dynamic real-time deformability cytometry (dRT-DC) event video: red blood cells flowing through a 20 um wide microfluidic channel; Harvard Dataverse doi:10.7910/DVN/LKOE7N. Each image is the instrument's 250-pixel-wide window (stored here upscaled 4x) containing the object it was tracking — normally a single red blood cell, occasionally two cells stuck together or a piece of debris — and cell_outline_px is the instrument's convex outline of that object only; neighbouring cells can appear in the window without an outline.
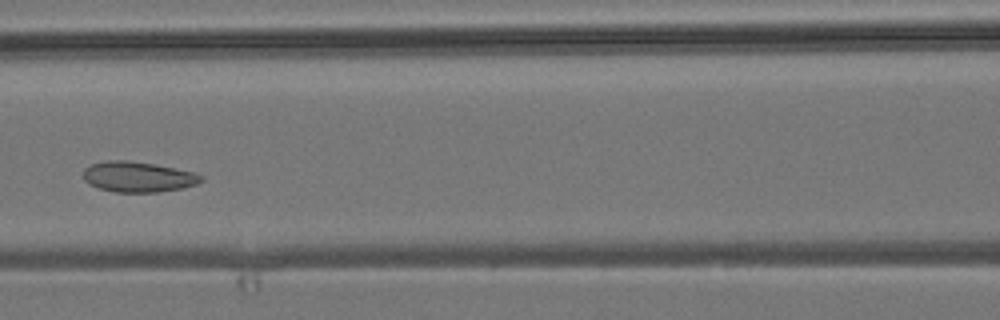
{"species": "common noctule bat (a hibernating species)", "species_latin": "Nyctalus noctula", "temperature_condition": "room temperature", "stored_images_in_passage": 5, "camera_frame_rate_fps": 3000, "um_per_image_px": 0.085, "animal": {"sex": "male", "body_mass_g": 19.2, "forearm_length_mm": 51.8}, "frame": {"image": 1, "passage_image": 5, "time_ms": 5.333, "image_size_px": [1000, 320], "cell_outline_px": [[204, 180], [196, 184], [180, 188], [156, 192], [116, 192], [100, 188], [88, 184], [84, 180], [84, 168], [92, 164], [108, 160], [124, 160], [152, 164], [192, 172], [204, 176]], "centroid_in_image_um": [11.71, 15.03], "position_along_channel_um": 154.9, "area_um2": 20.58}}